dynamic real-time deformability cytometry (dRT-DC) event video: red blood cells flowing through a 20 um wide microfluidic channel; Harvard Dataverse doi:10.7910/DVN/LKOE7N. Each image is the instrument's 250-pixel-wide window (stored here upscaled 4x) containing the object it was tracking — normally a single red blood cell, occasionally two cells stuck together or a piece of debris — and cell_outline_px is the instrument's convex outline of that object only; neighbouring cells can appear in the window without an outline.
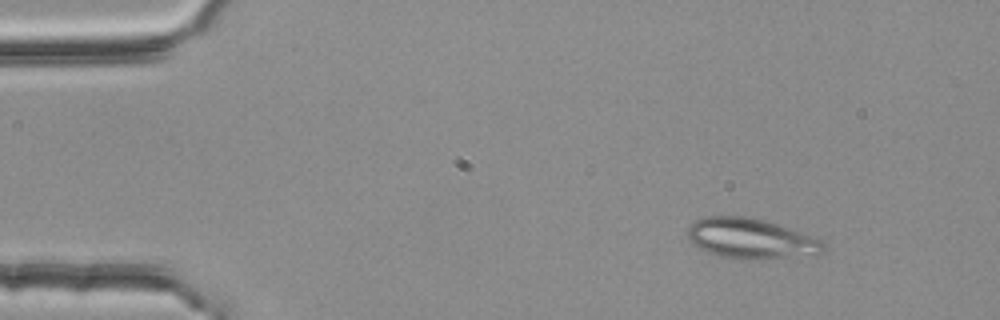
{"species": "common noctule bat (a hibernating species)", "species_latin": "Nyctalus noctula", "temperature_condition": "room temperature", "stored_images_in_passage": 47, "camera_frame_rate_fps": 3000, "um_per_image_px": 0.085, "animal": {"sex": "female", "body_mass_g": 25.1}, "frame": {"image": 1, "passage_image": 1, "time_ms": 0.0, "image_size_px": [1000, 320], "cell_outline_px": [[828, 244], [824, 252], [816, 256], [760, 260], [744, 260], [716, 256], [704, 252], [692, 244], [688, 236], [688, 228], [696, 220], [704, 216], [748, 216], [764, 220], [776, 224], [820, 240]], "centroid_in_image_um": [63.84, 20.32], "position_along_channel_um": 21.2, "area_um2": 32.54}}
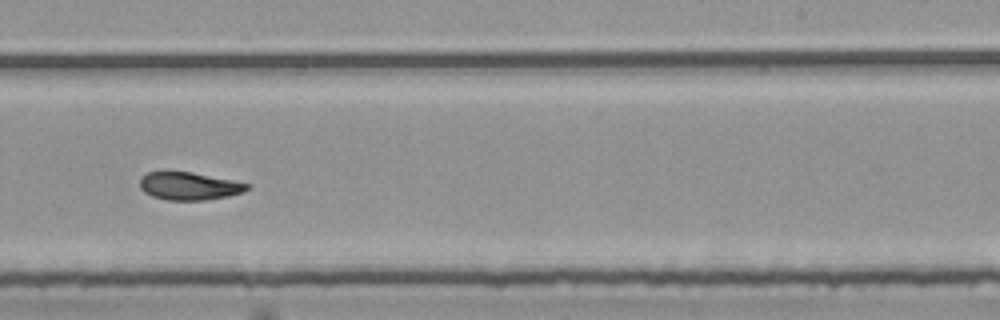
{"frame": {"image": 2, "passage_image": 28, "time_ms": 9.0, "image_size_px": [1000, 320], "cell_outline_px": [[252, 188], [244, 192], [228, 196], [204, 200], [168, 200], [152, 196], [144, 192], [140, 188], [140, 176], [148, 172], [192, 172], [252, 184]], "centroid_in_image_um": [16.11, 15.82], "position_along_channel_um": 272.9, "area_um2": 17.46}}
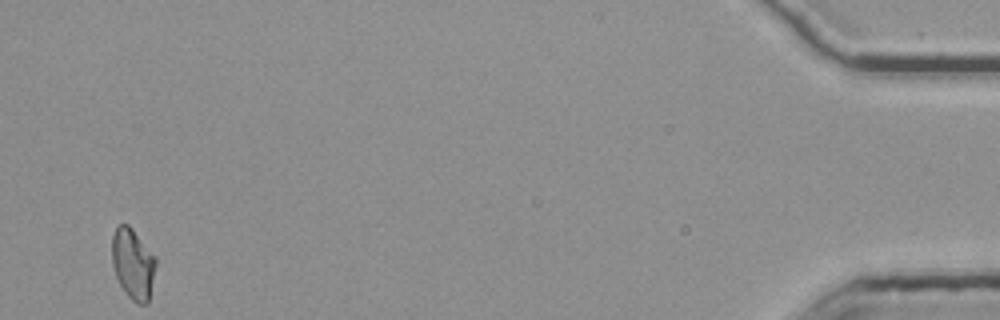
{"frame": {"image": 3, "passage_image": 47, "time_ms": 15.333, "image_size_px": [1000, 320], "cell_outline_px": [[156, 264], [148, 304], [136, 304], [128, 296], [120, 284], [116, 276], [112, 264], [112, 236], [116, 224], [128, 224], [132, 228], [156, 256]], "centroid_in_image_um": [11.3, 22.4], "position_along_channel_um": 423.9, "area_um2": 18.21}, "authors_computed_cell_mechanics": {"area_um2": 18.2648, "velocity_mm_per_s": 3.7741, "shape_relaxation_time_tau1_ms": 7.8492, "shape_relaxation_time_tau2_ms": 1.7988, "deformation_change_tau1": 0.1859, "deformation_change_tau2": 0.0731}}